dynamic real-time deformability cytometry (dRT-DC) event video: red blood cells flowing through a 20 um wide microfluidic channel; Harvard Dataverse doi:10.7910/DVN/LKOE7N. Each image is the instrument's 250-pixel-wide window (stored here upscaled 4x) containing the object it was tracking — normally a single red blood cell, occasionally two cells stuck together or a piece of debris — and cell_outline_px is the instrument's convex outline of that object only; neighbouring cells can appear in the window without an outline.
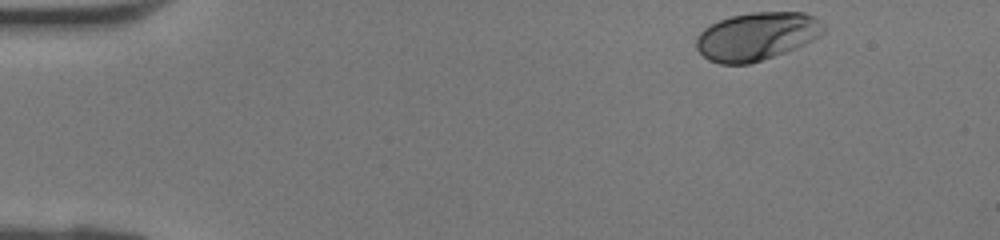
{"species": "human", "species_latin": "Homo sapiens", "temperature_condition": "room temperature", "stored_images_in_passage": 38, "camera_frame_rate_fps": 3000, "um_per_image_px": 0.085, "donor": {"sex": "female"}, "frame": {"image": 1, "passage_image": 1, "time_ms": 0.0, "image_size_px": [1000, 240], "cell_outline_px": [[828, 28], [820, 36], [796, 48], [748, 64], [720, 64], [708, 60], [696, 48], [696, 40], [700, 32], [704, 28], [720, 20], [732, 16], [752, 12], [804, 12], [816, 16]], "centroid_in_image_um": [64.36, 3.07], "position_along_channel_um": 20.6, "area_um2": 35.66}}
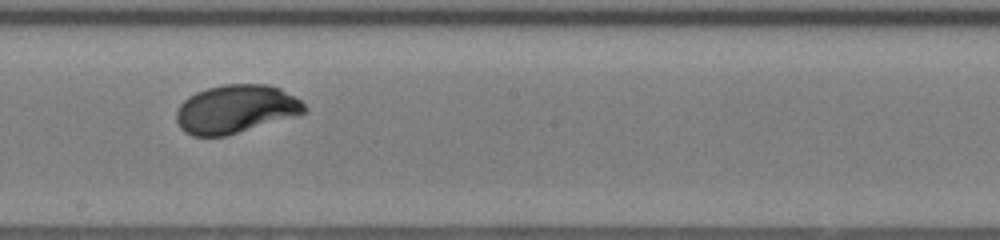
{"frame": {"image": 2, "passage_image": 20, "time_ms": 6.333, "image_size_px": [1000, 240], "cell_outline_px": [[308, 112], [224, 136], [192, 136], [184, 132], [180, 128], [176, 120], [176, 112], [180, 104], [188, 96], [196, 92], [208, 88], [224, 84], [268, 84], [280, 88], [300, 100], [308, 108]], "centroid_in_image_um": [20.02, 9.26], "position_along_channel_um": 228.2, "area_um2": 35.95}}
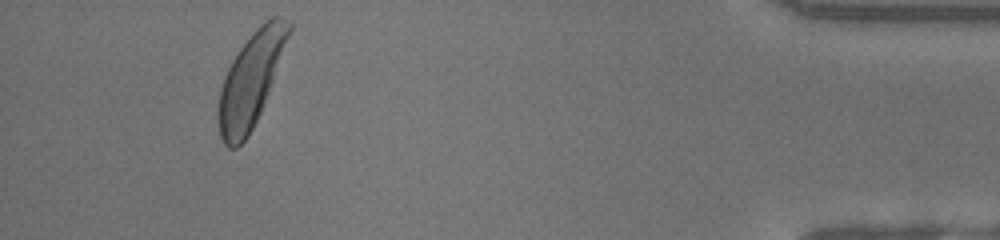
{"frame": {"image": 3, "passage_image": 35, "time_ms": 11.333, "image_size_px": [1000, 240], "cell_outline_px": [[292, 28], [268, 92], [260, 112], [248, 136], [236, 148], [228, 148], [224, 144], [220, 136], [216, 120], [216, 112], [220, 88], [224, 76], [232, 60], [240, 48], [252, 32], [264, 20], [272, 16], [280, 16], [292, 24]], "centroid_in_image_um": [21.27, 6.8], "position_along_channel_um": 413.9, "area_um2": 38.15}}